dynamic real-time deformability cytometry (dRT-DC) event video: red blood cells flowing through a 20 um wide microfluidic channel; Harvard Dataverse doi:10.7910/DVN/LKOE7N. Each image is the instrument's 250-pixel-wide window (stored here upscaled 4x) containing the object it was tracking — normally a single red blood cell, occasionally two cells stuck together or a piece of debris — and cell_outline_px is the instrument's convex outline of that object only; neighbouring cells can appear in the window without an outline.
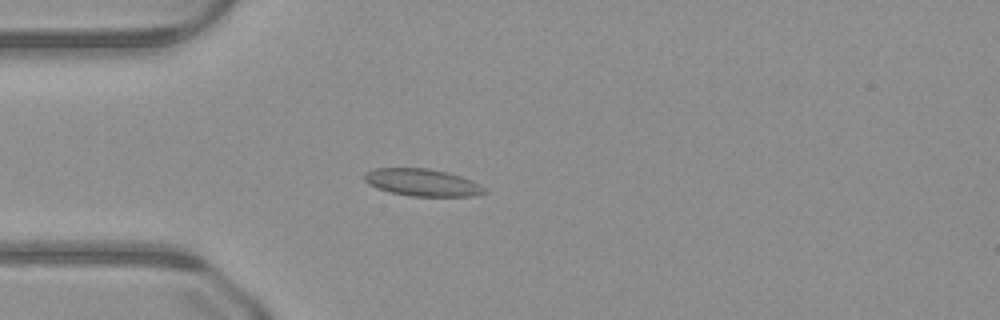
{"species": "common noctule bat (a hibernating species)", "species_latin": "Nyctalus noctula", "temperature_condition": "warm", "stored_images_in_passage": 39, "camera_frame_rate_fps": 3000, "um_per_image_px": 0.085, "animal": {"sex": "male", "body_mass_g": 23.1, "forearm_length_mm": 52.7}, "frame": {"image": 1, "passage_image": 3, "time_ms": 0.667, "image_size_px": [1000, 320], "cell_outline_px": [[488, 192], [476, 196], [408, 196], [388, 192], [376, 188], [368, 184], [364, 180], [364, 176], [368, 172], [376, 168], [428, 168], [448, 172], [472, 180], [484, 188]], "centroid_in_image_um": [35.9, 15.52], "position_along_channel_um": 49.1, "area_um2": 19.13}}
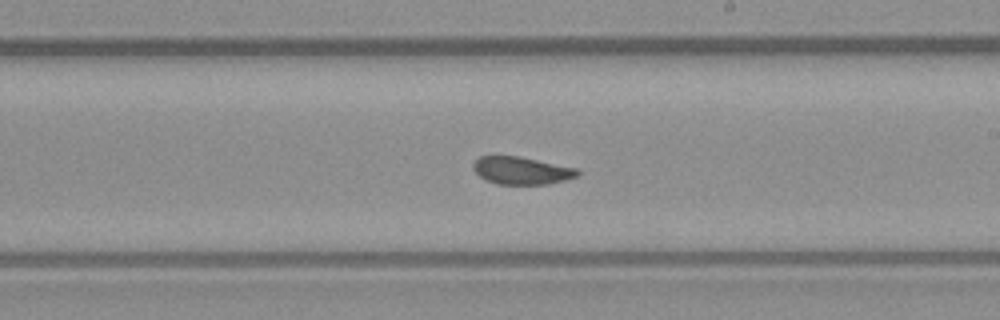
{"frame": {"image": 2, "passage_image": 18, "time_ms": 5.667, "image_size_px": [1000, 320], "cell_outline_px": [[580, 172], [576, 176], [564, 180], [548, 184], [496, 184], [480, 176], [472, 168], [472, 164], [480, 156], [520, 156], [576, 168]], "centroid_in_image_um": [44.31, 14.49], "position_along_channel_um": 244.7, "area_um2": 16.59}}
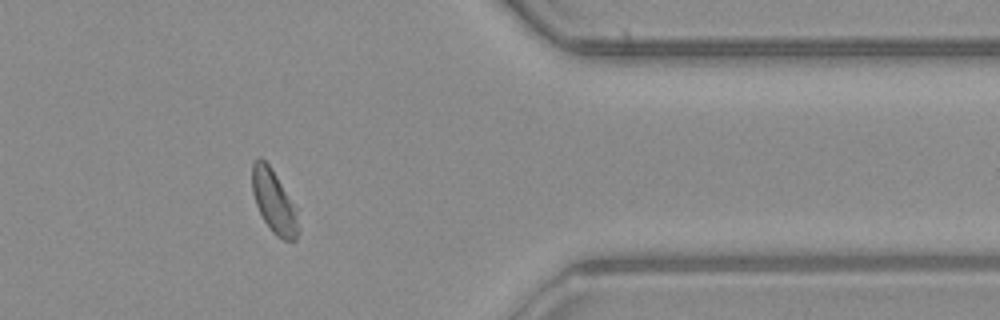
{"frame": {"image": 3, "passage_image": 30, "time_ms": 9.667, "image_size_px": [1000, 320], "cell_outline_px": [[300, 228], [296, 240], [284, 240], [276, 236], [272, 232], [264, 220], [256, 204], [252, 192], [252, 164], [256, 156], [260, 156], [272, 168], [296, 208]], "centroid_in_image_um": [23.29, 17.13], "position_along_channel_um": 388.1, "area_um2": 17.05}}